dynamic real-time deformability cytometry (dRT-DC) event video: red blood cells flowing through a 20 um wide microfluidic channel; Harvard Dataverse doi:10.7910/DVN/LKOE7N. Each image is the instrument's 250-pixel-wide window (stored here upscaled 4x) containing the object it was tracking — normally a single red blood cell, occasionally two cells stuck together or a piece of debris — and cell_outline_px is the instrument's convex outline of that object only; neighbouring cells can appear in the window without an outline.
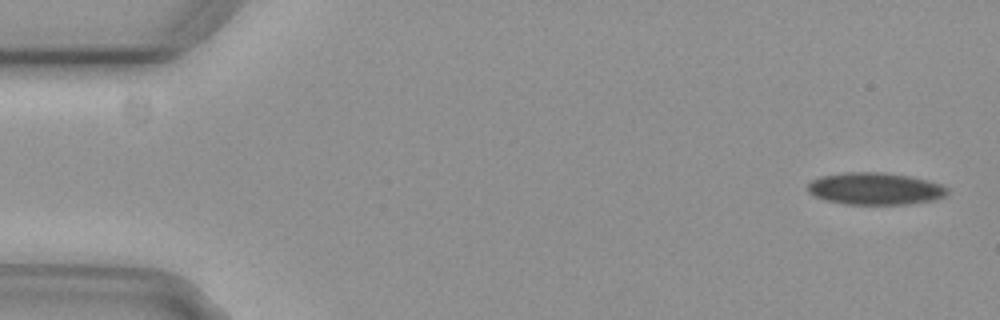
{"species": "common noctule bat (a hibernating species)", "species_latin": "Nyctalus noctula", "temperature_condition": "cold", "stored_images_in_passage": 6, "camera_frame_rate_fps": 3000, "um_per_image_px": 0.085, "animal": {"sex": "female", "body_mass_g": 29.2, "forearm_length_mm": 56.3}, "frame": {"image": 1, "passage_image": 1, "time_ms": 0.0, "image_size_px": [1000, 320], "cell_outline_px": [[948, 196], [936, 200], [908, 204], [844, 204], [828, 200], [816, 196], [808, 192], [808, 184], [812, 180], [820, 176], [848, 172], [884, 172], [908, 176], [940, 184], [948, 188]], "centroid_in_image_um": [74.42, 16.04], "position_along_channel_um": 10.6, "area_um2": 26.07}}
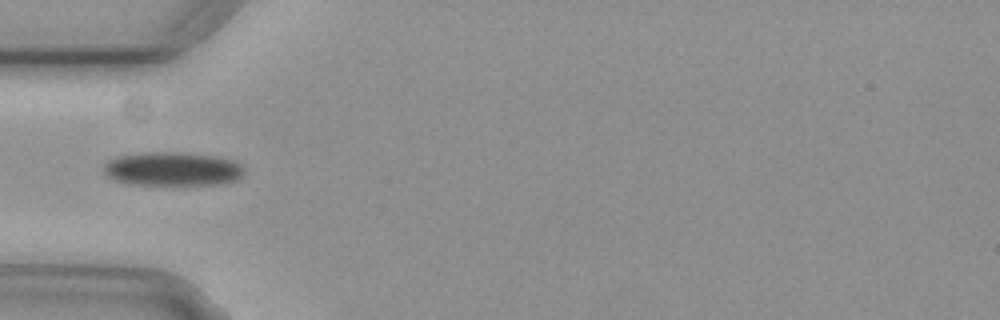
{"frame": {"image": 2, "passage_image": 5, "time_ms": 1.333, "image_size_px": [1000, 320], "cell_outline_px": [[244, 172], [236, 180], [224, 184], [172, 188], [128, 184], [112, 180], [104, 172], [104, 164], [108, 160], [120, 156], [144, 152], [184, 152], [212, 156], [232, 160], [240, 164], [244, 168]], "centroid_in_image_um": [14.65, 14.42], "position_along_channel_um": 70.3, "area_um2": 29.02}}